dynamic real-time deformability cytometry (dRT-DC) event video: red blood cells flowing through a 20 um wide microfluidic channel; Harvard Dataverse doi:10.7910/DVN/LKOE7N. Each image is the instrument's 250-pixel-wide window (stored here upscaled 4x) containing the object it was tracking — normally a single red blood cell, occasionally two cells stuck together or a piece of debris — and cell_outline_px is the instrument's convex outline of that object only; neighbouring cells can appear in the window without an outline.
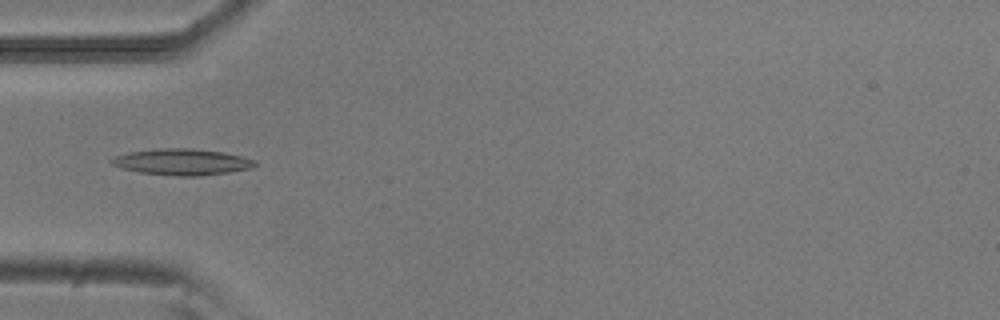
{"species": "common noctule bat (a hibernating species)", "species_latin": "Nyctalus noctula", "temperature_condition": "room temperature", "stored_images_in_passage": 36, "camera_frame_rate_fps": 3000, "um_per_image_px": 0.085, "animal": {"sex": "male", "body_mass_g": 20.5, "forearm_length_mm": 52.5}, "frame": {"image": 1, "passage_image": 6, "time_ms": 1.667, "image_size_px": [1000, 320], "cell_outline_px": [[256, 164], [252, 168], [228, 172], [200, 176], [176, 176], [140, 172], [124, 168], [112, 164], [108, 160], [112, 156], [128, 152], [160, 148], [188, 148], [224, 152], [240, 156], [252, 160]], "centroid_in_image_um": [15.42, 13.76], "position_along_channel_um": 69.6, "area_um2": 21.79}}
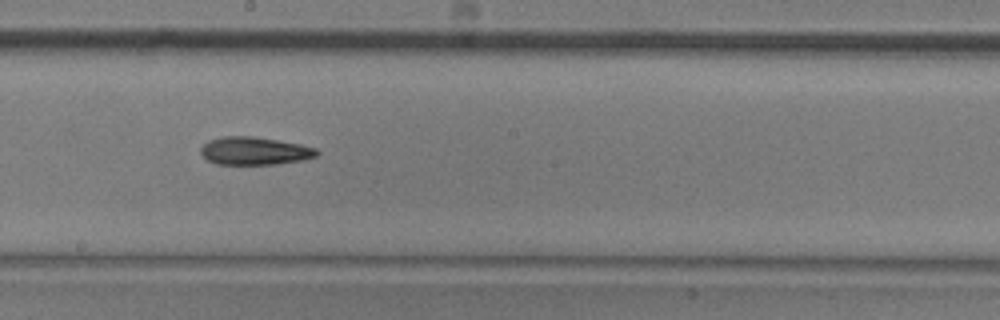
{"frame": {"image": 2, "passage_image": 18, "time_ms": 5.667, "image_size_px": [1000, 320], "cell_outline_px": [[320, 152], [316, 156], [304, 160], [276, 164], [216, 164], [208, 160], [200, 152], [200, 148], [208, 140], [224, 136], [252, 136], [300, 144], [316, 148]], "centroid_in_image_um": [21.64, 12.83], "position_along_channel_um": 226.6, "area_um2": 18.84}}
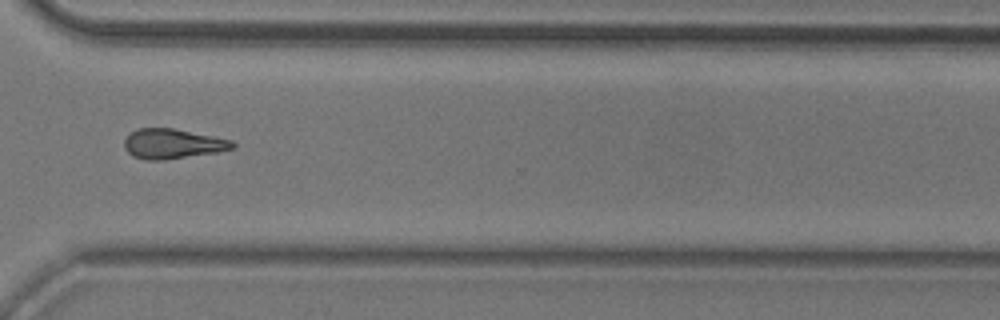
{"frame": {"image": 3, "passage_image": 28, "time_ms": 9.0, "image_size_px": [1000, 320], "cell_outline_px": [[236, 148], [216, 152], [164, 160], [144, 160], [132, 156], [124, 148], [124, 140], [136, 128], [172, 128], [232, 140], [236, 144]], "centroid_in_image_um": [14.66, 12.23], "position_along_channel_um": 355.9, "area_um2": 18.79}, "authors_computed_cell_mechanics": {"area_um2": 18.8717, "velocity_mm_per_s": 3.8955, "shape_relaxation_time_tau1_ms": 9.6848, "shape_relaxation_time_tau2_ms": null, "deformation_change_tau1": 0.2164, "deformation_change_tau2": null}}